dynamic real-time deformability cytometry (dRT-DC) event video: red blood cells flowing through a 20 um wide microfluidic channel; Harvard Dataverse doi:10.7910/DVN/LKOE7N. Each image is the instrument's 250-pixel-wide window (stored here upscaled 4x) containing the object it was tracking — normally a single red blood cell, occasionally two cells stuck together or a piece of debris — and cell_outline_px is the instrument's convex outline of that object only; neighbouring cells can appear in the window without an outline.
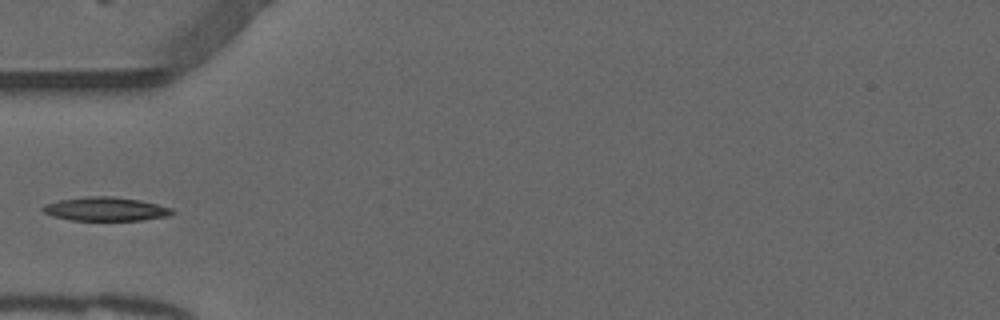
{"species": "common noctule bat (a hibernating species)", "species_latin": "Nyctalus noctula", "temperature_condition": "warm", "stored_images_in_passage": 36, "camera_frame_rate_fps": 3000, "um_per_image_px": 0.085, "animal": {"sex": "male", "forearm_length_mm": 52.5}, "frame": {"image": 1, "passage_image": 1, "time_ms": 0.0, "image_size_px": [1000, 320], "cell_outline_px": [[176, 212], [168, 216], [140, 220], [68, 220], [52, 216], [44, 212], [40, 208], [44, 204], [60, 200], [88, 196], [112, 196], [140, 200], [172, 208]], "centroid_in_image_um": [8.96, 17.77], "position_along_channel_um": 76.0, "area_um2": 17.92}}
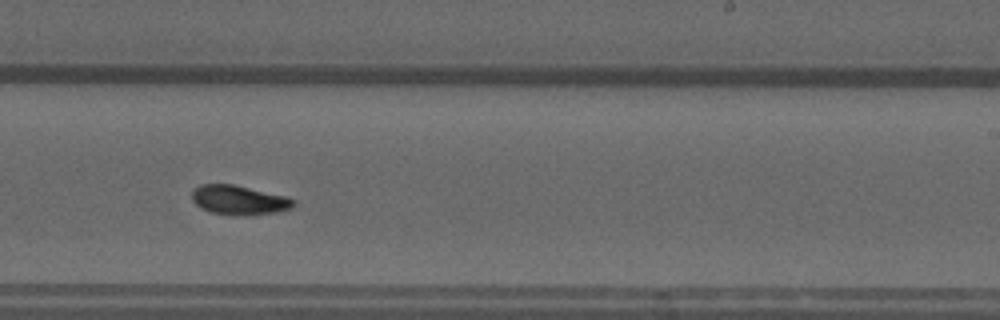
{"frame": {"image": 2, "passage_image": 16, "time_ms": 5.0, "image_size_px": [1000, 320], "cell_outline_px": [[296, 204], [292, 208], [276, 212], [244, 216], [212, 212], [200, 208], [192, 200], [192, 192], [200, 184], [232, 184], [288, 196]], "centroid_in_image_um": [20.33, 17.0], "position_along_channel_um": 268.7, "area_um2": 17.34}}
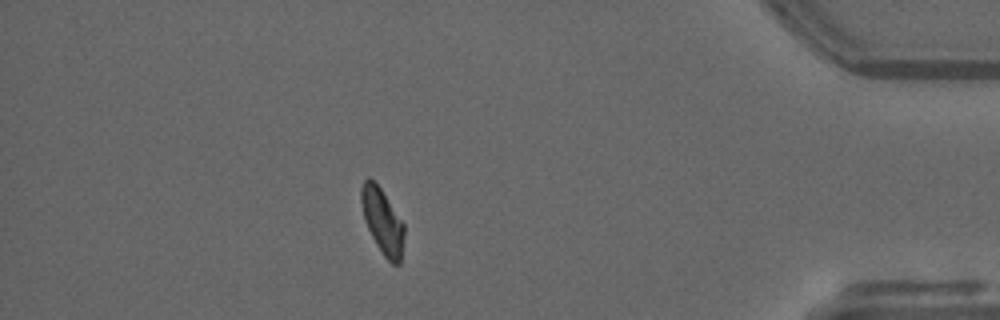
{"frame": {"image": 3, "passage_image": 30, "time_ms": 9.667, "image_size_px": [1000, 320], "cell_outline_px": [[404, 236], [400, 264], [392, 264], [384, 256], [376, 244], [368, 228], [364, 216], [360, 200], [360, 188], [364, 180], [368, 176], [380, 188], [404, 224]], "centroid_in_image_um": [32.5, 18.8], "position_along_channel_um": 402.7, "area_um2": 16.07}}